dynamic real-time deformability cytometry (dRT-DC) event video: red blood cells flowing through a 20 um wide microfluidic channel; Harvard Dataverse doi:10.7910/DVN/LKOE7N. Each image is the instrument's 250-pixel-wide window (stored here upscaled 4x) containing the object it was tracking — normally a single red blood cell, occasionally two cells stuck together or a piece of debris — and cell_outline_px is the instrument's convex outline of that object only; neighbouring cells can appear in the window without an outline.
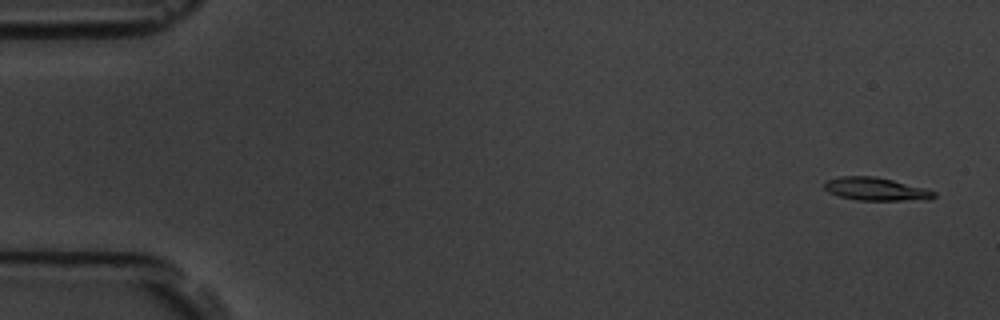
{"species": "common noctule bat (a hibernating species)", "species_latin": "Nyctalus noctula", "temperature_condition": "room temperature", "stored_images_in_passage": 5, "camera_frame_rate_fps": 3000, "um_per_image_px": 0.085, "animal": {"sex": "male", "body_mass_g": 19.5, "forearm_length_mm": 54.6}, "frame": {"image": 1, "passage_image": 1, "time_ms": 0.0, "image_size_px": [1000, 320], "cell_outline_px": [[936, 196], [928, 200], [856, 200], [840, 196], [828, 192], [824, 188], [824, 184], [828, 180], [840, 176], [876, 176], [924, 188], [936, 192]], "centroid_in_image_um": [74.45, 16.07], "position_along_channel_um": 10.5, "area_um2": 14.62}}
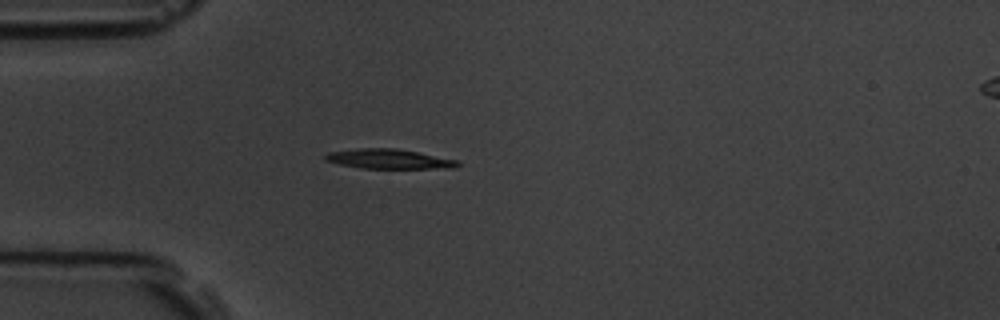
{"frame": {"image": 2, "passage_image": 5, "time_ms": 4.333, "image_size_px": [1000, 320], "cell_outline_px": [[460, 164], [456, 168], [364, 168], [340, 164], [324, 160], [324, 156], [328, 152], [360, 148], [396, 148], [460, 160]], "centroid_in_image_um": [33.1, 13.51], "position_along_channel_um": 51.9, "area_um2": 15.14}}